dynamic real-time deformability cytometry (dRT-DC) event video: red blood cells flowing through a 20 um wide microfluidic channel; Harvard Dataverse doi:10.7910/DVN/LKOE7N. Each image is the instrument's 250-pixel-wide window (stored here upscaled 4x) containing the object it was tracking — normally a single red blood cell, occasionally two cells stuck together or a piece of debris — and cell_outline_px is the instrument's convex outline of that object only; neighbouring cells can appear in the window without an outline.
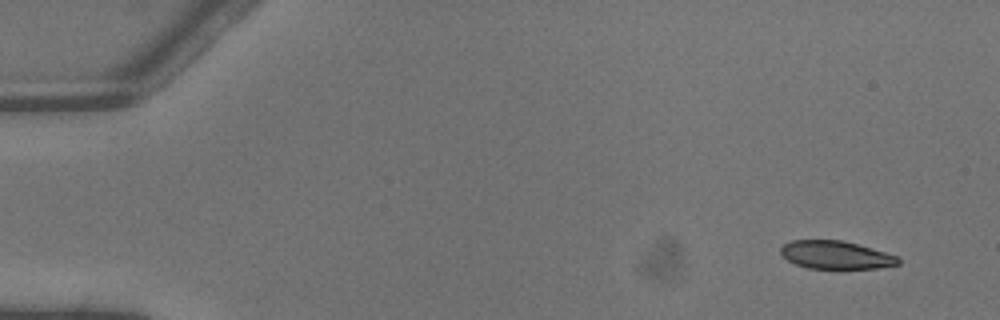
{"species": "common noctule bat (a hibernating species)", "species_latin": "Nyctalus noctula", "temperature_condition": "warm", "stored_images_in_passage": 4, "camera_frame_rate_fps": 3000, "um_per_image_px": 0.085, "animal": {"sex": "male", "body_mass_g": 13.3}, "frame": {"image": 1, "passage_image": 1, "time_ms": 0.0, "image_size_px": [1000, 320], "cell_outline_px": [[900, 264], [876, 268], [808, 268], [796, 264], [788, 260], [780, 252], [780, 248], [784, 244], [792, 240], [840, 240], [856, 244], [900, 256]], "centroid_in_image_um": [71.06, 21.67], "position_along_channel_um": 13.9, "area_um2": 19.02}}